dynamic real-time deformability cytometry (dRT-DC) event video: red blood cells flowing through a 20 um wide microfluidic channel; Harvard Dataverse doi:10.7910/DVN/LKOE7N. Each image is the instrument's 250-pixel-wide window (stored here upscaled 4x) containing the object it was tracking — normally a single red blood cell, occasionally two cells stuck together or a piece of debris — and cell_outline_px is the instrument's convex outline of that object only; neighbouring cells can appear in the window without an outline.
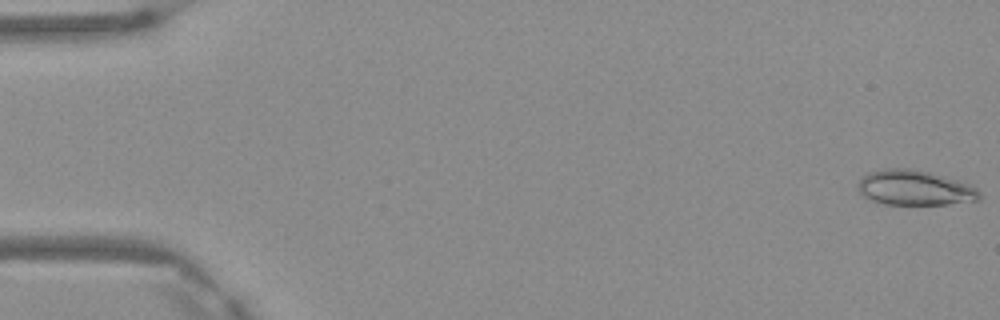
{"species": "Egyptian fruit bat (a non-hibernating species)", "species_latin": "Rousettus aegyptiacus", "temperature_condition": "warm", "stored_images_in_passage": 4, "camera_frame_rate_fps": 3000, "um_per_image_px": 0.085, "frame": {"image": 1, "passage_image": 1, "time_ms": 0.0, "image_size_px": [1000, 320], "cell_outline_px": [[980, 200], [948, 204], [884, 204], [872, 200], [864, 196], [856, 188], [856, 184], [868, 172], [884, 168], [908, 168], [928, 172], [972, 184], [980, 192]], "centroid_in_image_um": [77.75, 15.96], "position_along_channel_um": 7.3, "area_um2": 24.85}}
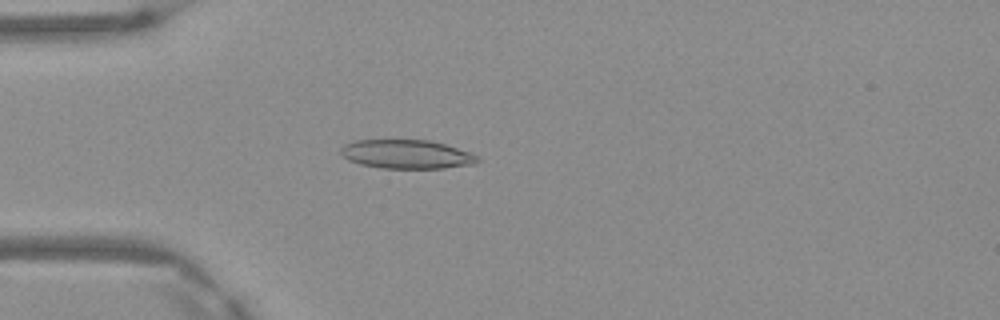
{"frame": {"image": 2, "passage_image": 4, "time_ms": 1.0, "image_size_px": [1000, 320], "cell_outline_px": [[480, 160], [476, 164], [444, 168], [380, 168], [360, 164], [348, 160], [340, 152], [340, 148], [344, 144], [356, 140], [428, 140], [444, 144], [472, 152]], "centroid_in_image_um": [34.57, 13.11], "position_along_channel_um": 50.4, "area_um2": 23.06}}